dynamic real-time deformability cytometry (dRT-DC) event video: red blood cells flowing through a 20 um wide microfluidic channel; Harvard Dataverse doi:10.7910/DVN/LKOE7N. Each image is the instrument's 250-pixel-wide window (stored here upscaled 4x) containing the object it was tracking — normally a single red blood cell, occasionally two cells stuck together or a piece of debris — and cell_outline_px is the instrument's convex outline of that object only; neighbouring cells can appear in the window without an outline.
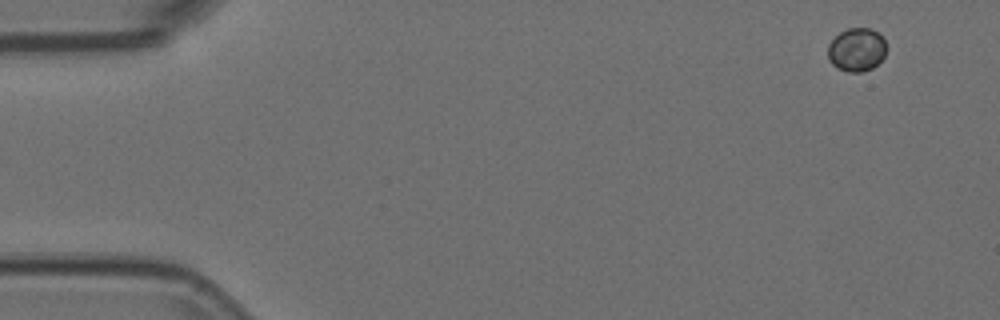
{"species": "Egyptian fruit bat (a non-hibernating species)", "species_latin": "Rousettus aegyptiacus", "temperature_condition": "room temperature", "stored_images_in_passage": 53, "camera_frame_rate_fps": 3000, "um_per_image_px": 0.085, "animal": {"sex": "female"}, "frame": {"image": 1, "passage_image": 1, "time_ms": 0.0, "image_size_px": [1000, 320], "cell_outline_px": [[888, 48], [884, 56], [872, 68], [860, 72], [848, 72], [836, 68], [828, 60], [828, 44], [840, 32], [848, 28], [872, 28], [880, 32]], "centroid_in_image_um": [72.83, 4.21], "position_along_channel_um": 12.2, "area_um2": 15.03}}
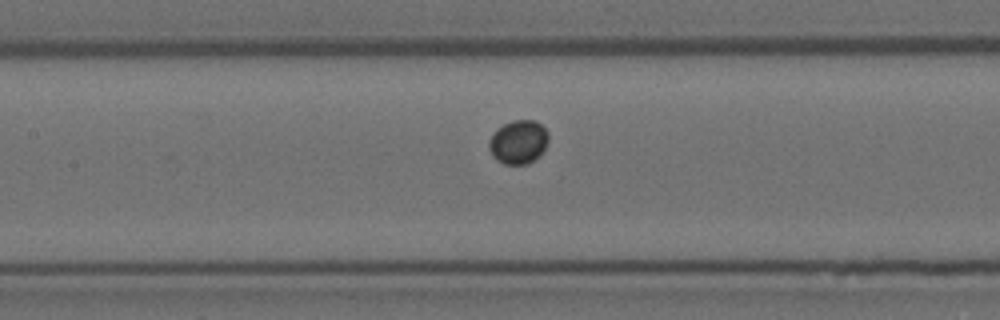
{"frame": {"image": 2, "passage_image": 23, "time_ms": 7.333, "image_size_px": [1000, 320], "cell_outline_px": [[548, 140], [540, 156], [528, 164], [504, 164], [496, 160], [492, 156], [488, 148], [488, 140], [492, 132], [496, 128], [512, 120], [536, 120], [548, 132]], "centroid_in_image_um": [44.03, 12.07], "position_along_channel_um": 163.4, "area_um2": 15.43}}
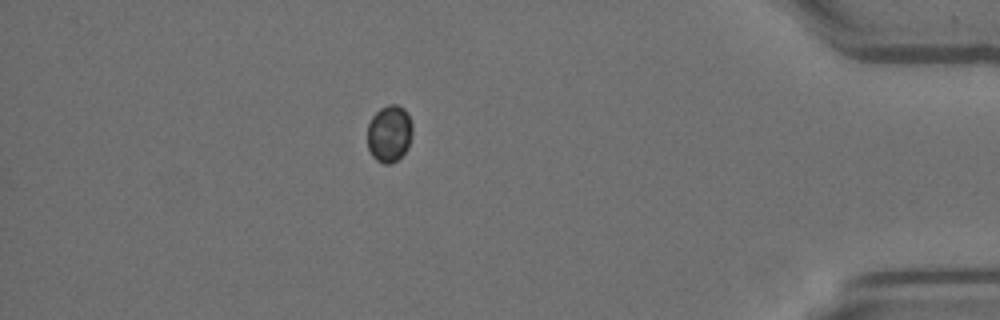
{"frame": {"image": 3, "passage_image": 46, "time_ms": 15.0, "image_size_px": [1000, 320], "cell_outline_px": [[412, 132], [408, 148], [392, 164], [384, 164], [376, 160], [372, 156], [368, 148], [368, 124], [372, 116], [380, 108], [388, 104], [396, 104], [404, 108], [408, 112], [412, 124]], "centroid_in_image_um": [33.09, 11.34], "position_along_channel_um": 402.1, "area_um2": 15.09}}